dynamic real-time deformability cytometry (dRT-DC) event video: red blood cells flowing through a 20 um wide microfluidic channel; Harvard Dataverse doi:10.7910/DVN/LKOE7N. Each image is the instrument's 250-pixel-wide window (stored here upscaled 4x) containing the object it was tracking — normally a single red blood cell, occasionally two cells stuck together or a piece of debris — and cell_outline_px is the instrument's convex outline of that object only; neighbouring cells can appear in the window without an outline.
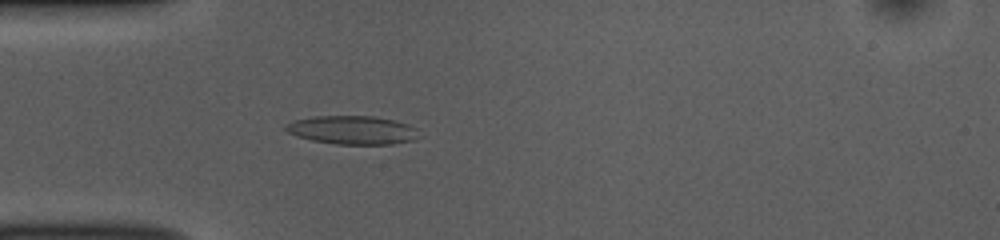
{"species": "common noctule bat (a hibernating species)", "species_latin": "Nyctalus noctula", "temperature_condition": "room temperature", "stored_images_in_passage": 50, "camera_frame_rate_fps": 3000, "um_per_image_px": 0.085, "animal": {"sex": "female", "body_mass_g": 10.0, "forearm_length_mm": 53.1}, "frame": {"image": 1, "passage_image": 13, "time_ms": 4.0, "image_size_px": [1000, 240], "cell_outline_px": [[424, 136], [416, 140], [392, 144], [336, 144], [312, 140], [296, 136], [288, 132], [284, 128], [284, 124], [296, 120], [316, 116], [372, 116], [392, 120], [408, 124], [416, 128]], "centroid_in_image_um": [30.02, 11.06], "position_along_channel_um": 55.0, "area_um2": 22.31}}
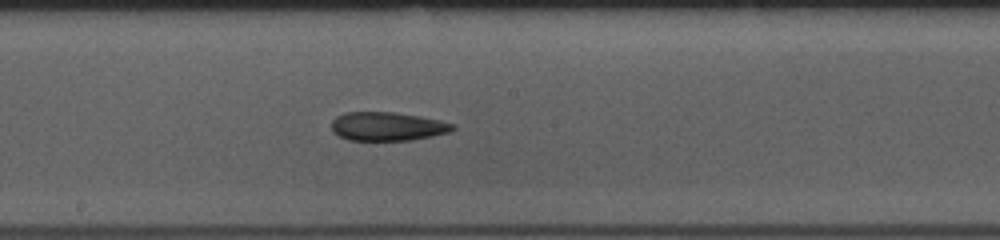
{"frame": {"image": 2, "passage_image": 26, "time_ms": 8.333, "image_size_px": [1000, 240], "cell_outline_px": [[456, 128], [448, 132], [432, 136], [412, 140], [348, 140], [332, 132], [332, 120], [336, 116], [344, 112], [392, 112], [420, 116], [440, 120], [452, 124]], "centroid_in_image_um": [32.9, 10.74], "position_along_channel_um": 215.3, "area_um2": 20.23}}
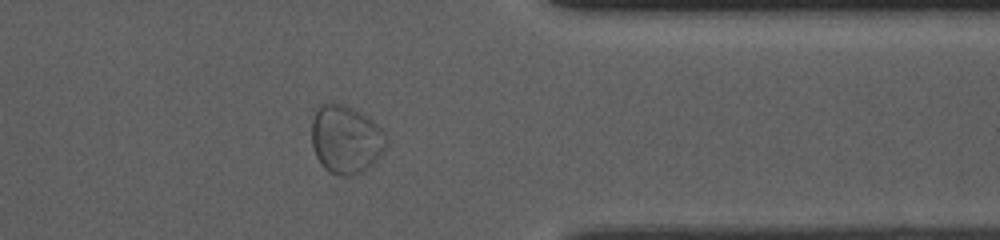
{"frame": {"image": 3, "passage_image": 40, "time_ms": 13.0, "image_size_px": [1000, 240], "cell_outline_px": [[388, 144], [384, 152], [368, 168], [352, 176], [340, 176], [328, 172], [320, 164], [316, 156], [312, 144], [312, 116], [316, 108], [320, 104], [332, 100], [344, 104], [360, 112], [376, 124], [384, 132], [388, 140]], "centroid_in_image_um": [29.38, 11.83], "position_along_channel_um": 382.0, "area_um2": 30.23}, "authors_computed_cell_mechanics": {"area_um2": 22.5131, "velocity_mm_per_s": 3.8094, "shape_relaxation_time_tau1_ms": 6.0366, "shape_relaxation_time_tau2_ms": 1.7399, "deformation_change_tau1": 0.1396, "deformation_change_tau2": 0.0773}}